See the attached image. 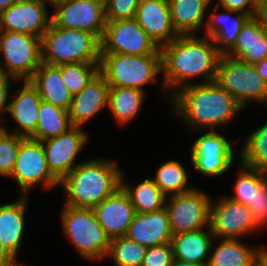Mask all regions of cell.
Returning a JSON list of instances; mask_svg holds the SVG:
<instances>
[{"instance_id": "cell-49", "label": "cell", "mask_w": 267, "mask_h": 266, "mask_svg": "<svg viewBox=\"0 0 267 266\" xmlns=\"http://www.w3.org/2000/svg\"><path fill=\"white\" fill-rule=\"evenodd\" d=\"M46 4H49L50 6H52V8L58 4V3H61V2H64V1H68V0H43Z\"/></svg>"}, {"instance_id": "cell-4", "label": "cell", "mask_w": 267, "mask_h": 266, "mask_svg": "<svg viewBox=\"0 0 267 266\" xmlns=\"http://www.w3.org/2000/svg\"><path fill=\"white\" fill-rule=\"evenodd\" d=\"M41 50L42 62L49 65L100 63L101 41L90 32L52 22L41 38Z\"/></svg>"}, {"instance_id": "cell-13", "label": "cell", "mask_w": 267, "mask_h": 266, "mask_svg": "<svg viewBox=\"0 0 267 266\" xmlns=\"http://www.w3.org/2000/svg\"><path fill=\"white\" fill-rule=\"evenodd\" d=\"M53 9L52 22L57 27L87 31L102 40L106 26L104 0H68Z\"/></svg>"}, {"instance_id": "cell-25", "label": "cell", "mask_w": 267, "mask_h": 266, "mask_svg": "<svg viewBox=\"0 0 267 266\" xmlns=\"http://www.w3.org/2000/svg\"><path fill=\"white\" fill-rule=\"evenodd\" d=\"M15 202L0 204V241L17 258L25 231L27 196Z\"/></svg>"}, {"instance_id": "cell-8", "label": "cell", "mask_w": 267, "mask_h": 266, "mask_svg": "<svg viewBox=\"0 0 267 266\" xmlns=\"http://www.w3.org/2000/svg\"><path fill=\"white\" fill-rule=\"evenodd\" d=\"M1 70L6 77L29 80L42 63L41 38L0 30Z\"/></svg>"}, {"instance_id": "cell-43", "label": "cell", "mask_w": 267, "mask_h": 266, "mask_svg": "<svg viewBox=\"0 0 267 266\" xmlns=\"http://www.w3.org/2000/svg\"><path fill=\"white\" fill-rule=\"evenodd\" d=\"M19 264L17 258L0 241V266H18Z\"/></svg>"}, {"instance_id": "cell-6", "label": "cell", "mask_w": 267, "mask_h": 266, "mask_svg": "<svg viewBox=\"0 0 267 266\" xmlns=\"http://www.w3.org/2000/svg\"><path fill=\"white\" fill-rule=\"evenodd\" d=\"M99 72L109 86L144 91V85L155 83L157 76L162 74V55L101 53Z\"/></svg>"}, {"instance_id": "cell-46", "label": "cell", "mask_w": 267, "mask_h": 266, "mask_svg": "<svg viewBox=\"0 0 267 266\" xmlns=\"http://www.w3.org/2000/svg\"><path fill=\"white\" fill-rule=\"evenodd\" d=\"M171 266H207L206 264H195L183 260L173 259Z\"/></svg>"}, {"instance_id": "cell-47", "label": "cell", "mask_w": 267, "mask_h": 266, "mask_svg": "<svg viewBox=\"0 0 267 266\" xmlns=\"http://www.w3.org/2000/svg\"><path fill=\"white\" fill-rule=\"evenodd\" d=\"M257 266H267V247H263L257 262Z\"/></svg>"}, {"instance_id": "cell-22", "label": "cell", "mask_w": 267, "mask_h": 266, "mask_svg": "<svg viewBox=\"0 0 267 266\" xmlns=\"http://www.w3.org/2000/svg\"><path fill=\"white\" fill-rule=\"evenodd\" d=\"M222 10L223 13L212 12L207 17L205 34L212 39L217 51L226 55L236 44L241 29L251 16L224 8Z\"/></svg>"}, {"instance_id": "cell-29", "label": "cell", "mask_w": 267, "mask_h": 266, "mask_svg": "<svg viewBox=\"0 0 267 266\" xmlns=\"http://www.w3.org/2000/svg\"><path fill=\"white\" fill-rule=\"evenodd\" d=\"M145 92L126 87L110 86L108 92V109L119 125L128 124L140 111Z\"/></svg>"}, {"instance_id": "cell-10", "label": "cell", "mask_w": 267, "mask_h": 266, "mask_svg": "<svg viewBox=\"0 0 267 266\" xmlns=\"http://www.w3.org/2000/svg\"><path fill=\"white\" fill-rule=\"evenodd\" d=\"M101 53L125 55L161 54V48L135 18L106 21Z\"/></svg>"}, {"instance_id": "cell-2", "label": "cell", "mask_w": 267, "mask_h": 266, "mask_svg": "<svg viewBox=\"0 0 267 266\" xmlns=\"http://www.w3.org/2000/svg\"><path fill=\"white\" fill-rule=\"evenodd\" d=\"M172 107L191 130H219L230 123L243 107L215 81L193 83L169 97Z\"/></svg>"}, {"instance_id": "cell-24", "label": "cell", "mask_w": 267, "mask_h": 266, "mask_svg": "<svg viewBox=\"0 0 267 266\" xmlns=\"http://www.w3.org/2000/svg\"><path fill=\"white\" fill-rule=\"evenodd\" d=\"M213 238L215 237L210 226L207 229L173 235L171 238L173 259L207 265Z\"/></svg>"}, {"instance_id": "cell-20", "label": "cell", "mask_w": 267, "mask_h": 266, "mask_svg": "<svg viewBox=\"0 0 267 266\" xmlns=\"http://www.w3.org/2000/svg\"><path fill=\"white\" fill-rule=\"evenodd\" d=\"M125 236L146 248L171 243L173 234L167 209L136 213Z\"/></svg>"}, {"instance_id": "cell-36", "label": "cell", "mask_w": 267, "mask_h": 266, "mask_svg": "<svg viewBox=\"0 0 267 266\" xmlns=\"http://www.w3.org/2000/svg\"><path fill=\"white\" fill-rule=\"evenodd\" d=\"M259 229L267 226V172L255 169V197L248 206Z\"/></svg>"}, {"instance_id": "cell-33", "label": "cell", "mask_w": 267, "mask_h": 266, "mask_svg": "<svg viewBox=\"0 0 267 266\" xmlns=\"http://www.w3.org/2000/svg\"><path fill=\"white\" fill-rule=\"evenodd\" d=\"M239 153V163L267 172V122L251 132Z\"/></svg>"}, {"instance_id": "cell-38", "label": "cell", "mask_w": 267, "mask_h": 266, "mask_svg": "<svg viewBox=\"0 0 267 266\" xmlns=\"http://www.w3.org/2000/svg\"><path fill=\"white\" fill-rule=\"evenodd\" d=\"M240 167L234 183V195L228 197L249 206L255 197V169L242 163H240Z\"/></svg>"}, {"instance_id": "cell-7", "label": "cell", "mask_w": 267, "mask_h": 266, "mask_svg": "<svg viewBox=\"0 0 267 266\" xmlns=\"http://www.w3.org/2000/svg\"><path fill=\"white\" fill-rule=\"evenodd\" d=\"M215 82L243 108L252 101L267 104V82L258 75L253 64L221 55Z\"/></svg>"}, {"instance_id": "cell-21", "label": "cell", "mask_w": 267, "mask_h": 266, "mask_svg": "<svg viewBox=\"0 0 267 266\" xmlns=\"http://www.w3.org/2000/svg\"><path fill=\"white\" fill-rule=\"evenodd\" d=\"M23 87L18 89L9 101L8 113L12 120L18 125L17 129L10 133L29 138L31 137L37 127L39 108L41 97L37 89L30 83L29 80H23Z\"/></svg>"}, {"instance_id": "cell-27", "label": "cell", "mask_w": 267, "mask_h": 266, "mask_svg": "<svg viewBox=\"0 0 267 266\" xmlns=\"http://www.w3.org/2000/svg\"><path fill=\"white\" fill-rule=\"evenodd\" d=\"M212 243L207 266H257L262 247H251L241 239H221ZM213 251V253H212Z\"/></svg>"}, {"instance_id": "cell-28", "label": "cell", "mask_w": 267, "mask_h": 266, "mask_svg": "<svg viewBox=\"0 0 267 266\" xmlns=\"http://www.w3.org/2000/svg\"><path fill=\"white\" fill-rule=\"evenodd\" d=\"M168 3L173 27L179 35L195 34L201 26L206 28L204 18L208 5L202 0H170Z\"/></svg>"}, {"instance_id": "cell-50", "label": "cell", "mask_w": 267, "mask_h": 266, "mask_svg": "<svg viewBox=\"0 0 267 266\" xmlns=\"http://www.w3.org/2000/svg\"><path fill=\"white\" fill-rule=\"evenodd\" d=\"M3 119L0 117V138L1 136L7 131L8 128L4 127L2 124V121Z\"/></svg>"}, {"instance_id": "cell-16", "label": "cell", "mask_w": 267, "mask_h": 266, "mask_svg": "<svg viewBox=\"0 0 267 266\" xmlns=\"http://www.w3.org/2000/svg\"><path fill=\"white\" fill-rule=\"evenodd\" d=\"M47 5L43 0H19L0 14V30L42 38L52 23Z\"/></svg>"}, {"instance_id": "cell-26", "label": "cell", "mask_w": 267, "mask_h": 266, "mask_svg": "<svg viewBox=\"0 0 267 266\" xmlns=\"http://www.w3.org/2000/svg\"><path fill=\"white\" fill-rule=\"evenodd\" d=\"M29 81L37 89L42 101L69 110L73 95L64 85L58 66L42 62Z\"/></svg>"}, {"instance_id": "cell-17", "label": "cell", "mask_w": 267, "mask_h": 266, "mask_svg": "<svg viewBox=\"0 0 267 266\" xmlns=\"http://www.w3.org/2000/svg\"><path fill=\"white\" fill-rule=\"evenodd\" d=\"M93 209L100 226L111 239L125 236L136 214L128 194L122 187Z\"/></svg>"}, {"instance_id": "cell-14", "label": "cell", "mask_w": 267, "mask_h": 266, "mask_svg": "<svg viewBox=\"0 0 267 266\" xmlns=\"http://www.w3.org/2000/svg\"><path fill=\"white\" fill-rule=\"evenodd\" d=\"M216 201L211 203L210 216V227L216 239H241L259 230L248 206L228 196H221Z\"/></svg>"}, {"instance_id": "cell-31", "label": "cell", "mask_w": 267, "mask_h": 266, "mask_svg": "<svg viewBox=\"0 0 267 266\" xmlns=\"http://www.w3.org/2000/svg\"><path fill=\"white\" fill-rule=\"evenodd\" d=\"M35 133L30 137L45 141L67 132L73 126L67 109L41 101Z\"/></svg>"}, {"instance_id": "cell-51", "label": "cell", "mask_w": 267, "mask_h": 266, "mask_svg": "<svg viewBox=\"0 0 267 266\" xmlns=\"http://www.w3.org/2000/svg\"><path fill=\"white\" fill-rule=\"evenodd\" d=\"M3 77H4V74H3L2 70H1V66H0V80H1Z\"/></svg>"}, {"instance_id": "cell-35", "label": "cell", "mask_w": 267, "mask_h": 266, "mask_svg": "<svg viewBox=\"0 0 267 266\" xmlns=\"http://www.w3.org/2000/svg\"><path fill=\"white\" fill-rule=\"evenodd\" d=\"M100 63L63 64L58 67L64 85L74 96L80 93L85 86L99 73Z\"/></svg>"}, {"instance_id": "cell-42", "label": "cell", "mask_w": 267, "mask_h": 266, "mask_svg": "<svg viewBox=\"0 0 267 266\" xmlns=\"http://www.w3.org/2000/svg\"><path fill=\"white\" fill-rule=\"evenodd\" d=\"M10 80L17 81V79H15L13 77H6V76H4L0 80V113L3 112V111L4 112L7 111V113H8V110H9L8 99L11 97L10 82H9Z\"/></svg>"}, {"instance_id": "cell-19", "label": "cell", "mask_w": 267, "mask_h": 266, "mask_svg": "<svg viewBox=\"0 0 267 266\" xmlns=\"http://www.w3.org/2000/svg\"><path fill=\"white\" fill-rule=\"evenodd\" d=\"M135 19L160 48L179 36L165 0H140Z\"/></svg>"}, {"instance_id": "cell-44", "label": "cell", "mask_w": 267, "mask_h": 266, "mask_svg": "<svg viewBox=\"0 0 267 266\" xmlns=\"http://www.w3.org/2000/svg\"><path fill=\"white\" fill-rule=\"evenodd\" d=\"M256 17L267 30V0H258Z\"/></svg>"}, {"instance_id": "cell-12", "label": "cell", "mask_w": 267, "mask_h": 266, "mask_svg": "<svg viewBox=\"0 0 267 266\" xmlns=\"http://www.w3.org/2000/svg\"><path fill=\"white\" fill-rule=\"evenodd\" d=\"M237 140H228L218 130H209L193 143L191 149V163L193 167L202 175L208 177H218L224 174L234 162L233 144Z\"/></svg>"}, {"instance_id": "cell-37", "label": "cell", "mask_w": 267, "mask_h": 266, "mask_svg": "<svg viewBox=\"0 0 267 266\" xmlns=\"http://www.w3.org/2000/svg\"><path fill=\"white\" fill-rule=\"evenodd\" d=\"M25 137L6 131L0 138V176L10 177L21 141Z\"/></svg>"}, {"instance_id": "cell-5", "label": "cell", "mask_w": 267, "mask_h": 266, "mask_svg": "<svg viewBox=\"0 0 267 266\" xmlns=\"http://www.w3.org/2000/svg\"><path fill=\"white\" fill-rule=\"evenodd\" d=\"M62 229L77 252L89 261L107 257L111 238L100 226L93 208L64 205Z\"/></svg>"}, {"instance_id": "cell-32", "label": "cell", "mask_w": 267, "mask_h": 266, "mask_svg": "<svg viewBox=\"0 0 267 266\" xmlns=\"http://www.w3.org/2000/svg\"><path fill=\"white\" fill-rule=\"evenodd\" d=\"M153 181L167 197L194 189L188 187L189 179L184 166L175 160L167 161L158 167Z\"/></svg>"}, {"instance_id": "cell-9", "label": "cell", "mask_w": 267, "mask_h": 266, "mask_svg": "<svg viewBox=\"0 0 267 266\" xmlns=\"http://www.w3.org/2000/svg\"><path fill=\"white\" fill-rule=\"evenodd\" d=\"M168 201V203H167ZM212 199L199 189L168 196L165 202L172 234L210 226Z\"/></svg>"}, {"instance_id": "cell-45", "label": "cell", "mask_w": 267, "mask_h": 266, "mask_svg": "<svg viewBox=\"0 0 267 266\" xmlns=\"http://www.w3.org/2000/svg\"><path fill=\"white\" fill-rule=\"evenodd\" d=\"M253 65L258 75L267 82V58Z\"/></svg>"}, {"instance_id": "cell-40", "label": "cell", "mask_w": 267, "mask_h": 266, "mask_svg": "<svg viewBox=\"0 0 267 266\" xmlns=\"http://www.w3.org/2000/svg\"><path fill=\"white\" fill-rule=\"evenodd\" d=\"M173 249L171 243L147 248L142 266H171Z\"/></svg>"}, {"instance_id": "cell-34", "label": "cell", "mask_w": 267, "mask_h": 266, "mask_svg": "<svg viewBox=\"0 0 267 266\" xmlns=\"http://www.w3.org/2000/svg\"><path fill=\"white\" fill-rule=\"evenodd\" d=\"M146 251L145 246L121 236L111 239L107 257L113 258L115 266H142Z\"/></svg>"}, {"instance_id": "cell-18", "label": "cell", "mask_w": 267, "mask_h": 266, "mask_svg": "<svg viewBox=\"0 0 267 266\" xmlns=\"http://www.w3.org/2000/svg\"><path fill=\"white\" fill-rule=\"evenodd\" d=\"M110 86L99 72L85 88L74 95L68 110L73 127H81L92 117L108 107V92Z\"/></svg>"}, {"instance_id": "cell-3", "label": "cell", "mask_w": 267, "mask_h": 266, "mask_svg": "<svg viewBox=\"0 0 267 266\" xmlns=\"http://www.w3.org/2000/svg\"><path fill=\"white\" fill-rule=\"evenodd\" d=\"M121 173L116 160L79 162L59 185L66 192L65 205L94 208L121 187Z\"/></svg>"}, {"instance_id": "cell-30", "label": "cell", "mask_w": 267, "mask_h": 266, "mask_svg": "<svg viewBox=\"0 0 267 266\" xmlns=\"http://www.w3.org/2000/svg\"><path fill=\"white\" fill-rule=\"evenodd\" d=\"M121 173V187L128 194L136 213H150L165 207L167 196L159 189L153 179H144L138 185L130 186Z\"/></svg>"}, {"instance_id": "cell-39", "label": "cell", "mask_w": 267, "mask_h": 266, "mask_svg": "<svg viewBox=\"0 0 267 266\" xmlns=\"http://www.w3.org/2000/svg\"><path fill=\"white\" fill-rule=\"evenodd\" d=\"M140 0H104L106 21L135 18Z\"/></svg>"}, {"instance_id": "cell-23", "label": "cell", "mask_w": 267, "mask_h": 266, "mask_svg": "<svg viewBox=\"0 0 267 266\" xmlns=\"http://www.w3.org/2000/svg\"><path fill=\"white\" fill-rule=\"evenodd\" d=\"M226 55L247 64L267 58V30L256 16L245 23L236 44Z\"/></svg>"}, {"instance_id": "cell-15", "label": "cell", "mask_w": 267, "mask_h": 266, "mask_svg": "<svg viewBox=\"0 0 267 266\" xmlns=\"http://www.w3.org/2000/svg\"><path fill=\"white\" fill-rule=\"evenodd\" d=\"M88 140L83 128L72 127L57 137L42 141L48 169L59 182L79 164L75 163V158Z\"/></svg>"}, {"instance_id": "cell-52", "label": "cell", "mask_w": 267, "mask_h": 266, "mask_svg": "<svg viewBox=\"0 0 267 266\" xmlns=\"http://www.w3.org/2000/svg\"><path fill=\"white\" fill-rule=\"evenodd\" d=\"M205 4L209 5L212 0H202Z\"/></svg>"}, {"instance_id": "cell-11", "label": "cell", "mask_w": 267, "mask_h": 266, "mask_svg": "<svg viewBox=\"0 0 267 266\" xmlns=\"http://www.w3.org/2000/svg\"><path fill=\"white\" fill-rule=\"evenodd\" d=\"M9 178L17 181L22 196H27L31 187L39 183L48 191L60 185L48 169L42 141L30 137L21 141L15 166Z\"/></svg>"}, {"instance_id": "cell-41", "label": "cell", "mask_w": 267, "mask_h": 266, "mask_svg": "<svg viewBox=\"0 0 267 266\" xmlns=\"http://www.w3.org/2000/svg\"><path fill=\"white\" fill-rule=\"evenodd\" d=\"M257 3L258 0H218V4L214 9L217 11V8L221 6V8L227 10H232L255 17L257 15Z\"/></svg>"}, {"instance_id": "cell-1", "label": "cell", "mask_w": 267, "mask_h": 266, "mask_svg": "<svg viewBox=\"0 0 267 266\" xmlns=\"http://www.w3.org/2000/svg\"><path fill=\"white\" fill-rule=\"evenodd\" d=\"M195 35H179L161 47V89L171 91L170 97L179 89L195 83L191 82L195 77L202 78V82L198 83L215 81L221 54L211 38Z\"/></svg>"}, {"instance_id": "cell-48", "label": "cell", "mask_w": 267, "mask_h": 266, "mask_svg": "<svg viewBox=\"0 0 267 266\" xmlns=\"http://www.w3.org/2000/svg\"><path fill=\"white\" fill-rule=\"evenodd\" d=\"M19 0H0V14L7 10L11 5H14Z\"/></svg>"}]
</instances>
